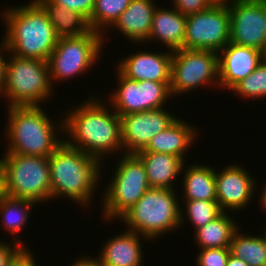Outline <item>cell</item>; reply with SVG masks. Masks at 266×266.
Masks as SVG:
<instances>
[{
	"mask_svg": "<svg viewBox=\"0 0 266 266\" xmlns=\"http://www.w3.org/2000/svg\"><path fill=\"white\" fill-rule=\"evenodd\" d=\"M99 100L90 97L88 102L86 100L70 111L57 128L60 127L61 131L64 130L69 135L68 139L72 141H65L69 146L82 150L101 162L105 153L121 151L123 146L120 116L114 110L111 112Z\"/></svg>",
	"mask_w": 266,
	"mask_h": 266,
	"instance_id": "obj_1",
	"label": "cell"
},
{
	"mask_svg": "<svg viewBox=\"0 0 266 266\" xmlns=\"http://www.w3.org/2000/svg\"><path fill=\"white\" fill-rule=\"evenodd\" d=\"M5 41L12 55L48 61L59 37L46 12L35 1L7 9Z\"/></svg>",
	"mask_w": 266,
	"mask_h": 266,
	"instance_id": "obj_2",
	"label": "cell"
},
{
	"mask_svg": "<svg viewBox=\"0 0 266 266\" xmlns=\"http://www.w3.org/2000/svg\"><path fill=\"white\" fill-rule=\"evenodd\" d=\"M101 162L65 141L49 156L52 198L89 204L100 179Z\"/></svg>",
	"mask_w": 266,
	"mask_h": 266,
	"instance_id": "obj_3",
	"label": "cell"
},
{
	"mask_svg": "<svg viewBox=\"0 0 266 266\" xmlns=\"http://www.w3.org/2000/svg\"><path fill=\"white\" fill-rule=\"evenodd\" d=\"M7 107L9 147L6 152L49 157L65 141L55 136L54 123L40 105Z\"/></svg>",
	"mask_w": 266,
	"mask_h": 266,
	"instance_id": "obj_4",
	"label": "cell"
},
{
	"mask_svg": "<svg viewBox=\"0 0 266 266\" xmlns=\"http://www.w3.org/2000/svg\"><path fill=\"white\" fill-rule=\"evenodd\" d=\"M175 192L174 189L161 188L147 190L136 204L120 217L125 225L129 226L127 230L151 240L180 227L185 215Z\"/></svg>",
	"mask_w": 266,
	"mask_h": 266,
	"instance_id": "obj_5",
	"label": "cell"
},
{
	"mask_svg": "<svg viewBox=\"0 0 266 266\" xmlns=\"http://www.w3.org/2000/svg\"><path fill=\"white\" fill-rule=\"evenodd\" d=\"M6 62L2 91L9 106H39L51 97L52 87L47 61L10 55ZM13 56V57H12Z\"/></svg>",
	"mask_w": 266,
	"mask_h": 266,
	"instance_id": "obj_6",
	"label": "cell"
},
{
	"mask_svg": "<svg viewBox=\"0 0 266 266\" xmlns=\"http://www.w3.org/2000/svg\"><path fill=\"white\" fill-rule=\"evenodd\" d=\"M6 195L35 203L52 199L49 157L5 153Z\"/></svg>",
	"mask_w": 266,
	"mask_h": 266,
	"instance_id": "obj_7",
	"label": "cell"
},
{
	"mask_svg": "<svg viewBox=\"0 0 266 266\" xmlns=\"http://www.w3.org/2000/svg\"><path fill=\"white\" fill-rule=\"evenodd\" d=\"M118 164L113 180L103 194L106 220L119 219L151 188L145 165L136 154L123 155Z\"/></svg>",
	"mask_w": 266,
	"mask_h": 266,
	"instance_id": "obj_8",
	"label": "cell"
},
{
	"mask_svg": "<svg viewBox=\"0 0 266 266\" xmlns=\"http://www.w3.org/2000/svg\"><path fill=\"white\" fill-rule=\"evenodd\" d=\"M103 38L93 30L82 36L59 38L47 61L50 80L69 79L92 67L99 58Z\"/></svg>",
	"mask_w": 266,
	"mask_h": 266,
	"instance_id": "obj_9",
	"label": "cell"
},
{
	"mask_svg": "<svg viewBox=\"0 0 266 266\" xmlns=\"http://www.w3.org/2000/svg\"><path fill=\"white\" fill-rule=\"evenodd\" d=\"M218 53L212 50L178 49L171 62V95L186 93L201 85L219 86ZM216 79V80H215ZM186 91V92H185Z\"/></svg>",
	"mask_w": 266,
	"mask_h": 266,
	"instance_id": "obj_10",
	"label": "cell"
},
{
	"mask_svg": "<svg viewBox=\"0 0 266 266\" xmlns=\"http://www.w3.org/2000/svg\"><path fill=\"white\" fill-rule=\"evenodd\" d=\"M229 41L228 4L214 3L204 11L187 16L183 48L212 50L218 53Z\"/></svg>",
	"mask_w": 266,
	"mask_h": 266,
	"instance_id": "obj_11",
	"label": "cell"
},
{
	"mask_svg": "<svg viewBox=\"0 0 266 266\" xmlns=\"http://www.w3.org/2000/svg\"><path fill=\"white\" fill-rule=\"evenodd\" d=\"M117 79L119 88L109 98L119 116L163 108L171 96L170 82H138L127 78L119 70Z\"/></svg>",
	"mask_w": 266,
	"mask_h": 266,
	"instance_id": "obj_12",
	"label": "cell"
},
{
	"mask_svg": "<svg viewBox=\"0 0 266 266\" xmlns=\"http://www.w3.org/2000/svg\"><path fill=\"white\" fill-rule=\"evenodd\" d=\"M227 4H229L230 11L229 42L264 52L266 48V2L240 0Z\"/></svg>",
	"mask_w": 266,
	"mask_h": 266,
	"instance_id": "obj_13",
	"label": "cell"
},
{
	"mask_svg": "<svg viewBox=\"0 0 266 266\" xmlns=\"http://www.w3.org/2000/svg\"><path fill=\"white\" fill-rule=\"evenodd\" d=\"M158 108L120 116L121 140L125 154H137L143 151L149 141L163 132L177 118L166 109Z\"/></svg>",
	"mask_w": 266,
	"mask_h": 266,
	"instance_id": "obj_14",
	"label": "cell"
},
{
	"mask_svg": "<svg viewBox=\"0 0 266 266\" xmlns=\"http://www.w3.org/2000/svg\"><path fill=\"white\" fill-rule=\"evenodd\" d=\"M225 168L221 172L215 170L217 202L223 212L238 211L252 200L256 181L236 163Z\"/></svg>",
	"mask_w": 266,
	"mask_h": 266,
	"instance_id": "obj_15",
	"label": "cell"
},
{
	"mask_svg": "<svg viewBox=\"0 0 266 266\" xmlns=\"http://www.w3.org/2000/svg\"><path fill=\"white\" fill-rule=\"evenodd\" d=\"M219 52V87L228 90L251 74L264 59L263 52L231 42Z\"/></svg>",
	"mask_w": 266,
	"mask_h": 266,
	"instance_id": "obj_16",
	"label": "cell"
},
{
	"mask_svg": "<svg viewBox=\"0 0 266 266\" xmlns=\"http://www.w3.org/2000/svg\"><path fill=\"white\" fill-rule=\"evenodd\" d=\"M173 51L167 53L138 52L118 62L117 69L127 78L135 81H171Z\"/></svg>",
	"mask_w": 266,
	"mask_h": 266,
	"instance_id": "obj_17",
	"label": "cell"
},
{
	"mask_svg": "<svg viewBox=\"0 0 266 266\" xmlns=\"http://www.w3.org/2000/svg\"><path fill=\"white\" fill-rule=\"evenodd\" d=\"M155 9L153 0H132L113 28L119 29L130 41L145 42L151 32Z\"/></svg>",
	"mask_w": 266,
	"mask_h": 266,
	"instance_id": "obj_18",
	"label": "cell"
},
{
	"mask_svg": "<svg viewBox=\"0 0 266 266\" xmlns=\"http://www.w3.org/2000/svg\"><path fill=\"white\" fill-rule=\"evenodd\" d=\"M140 234L126 230L109 239L101 249L98 258L104 266H141L142 245Z\"/></svg>",
	"mask_w": 266,
	"mask_h": 266,
	"instance_id": "obj_19",
	"label": "cell"
},
{
	"mask_svg": "<svg viewBox=\"0 0 266 266\" xmlns=\"http://www.w3.org/2000/svg\"><path fill=\"white\" fill-rule=\"evenodd\" d=\"M186 20L187 16L174 7L171 10L156 7L151 32L146 41L158 38L171 51L182 49L186 33Z\"/></svg>",
	"mask_w": 266,
	"mask_h": 266,
	"instance_id": "obj_20",
	"label": "cell"
},
{
	"mask_svg": "<svg viewBox=\"0 0 266 266\" xmlns=\"http://www.w3.org/2000/svg\"><path fill=\"white\" fill-rule=\"evenodd\" d=\"M136 155L145 165L151 188L174 189L173 181L185 168L180 157L151 151H140Z\"/></svg>",
	"mask_w": 266,
	"mask_h": 266,
	"instance_id": "obj_21",
	"label": "cell"
},
{
	"mask_svg": "<svg viewBox=\"0 0 266 266\" xmlns=\"http://www.w3.org/2000/svg\"><path fill=\"white\" fill-rule=\"evenodd\" d=\"M195 129L182 118H177L163 132L152 137L143 151L171 154L185 161L184 152L188 150L197 136Z\"/></svg>",
	"mask_w": 266,
	"mask_h": 266,
	"instance_id": "obj_22",
	"label": "cell"
},
{
	"mask_svg": "<svg viewBox=\"0 0 266 266\" xmlns=\"http://www.w3.org/2000/svg\"><path fill=\"white\" fill-rule=\"evenodd\" d=\"M35 1L46 12L59 38L82 36L91 30L88 20L79 12L68 10L50 0Z\"/></svg>",
	"mask_w": 266,
	"mask_h": 266,
	"instance_id": "obj_23",
	"label": "cell"
},
{
	"mask_svg": "<svg viewBox=\"0 0 266 266\" xmlns=\"http://www.w3.org/2000/svg\"><path fill=\"white\" fill-rule=\"evenodd\" d=\"M186 170V171H185ZM184 170V200L217 201L215 169L210 166L195 164Z\"/></svg>",
	"mask_w": 266,
	"mask_h": 266,
	"instance_id": "obj_24",
	"label": "cell"
},
{
	"mask_svg": "<svg viewBox=\"0 0 266 266\" xmlns=\"http://www.w3.org/2000/svg\"><path fill=\"white\" fill-rule=\"evenodd\" d=\"M237 229L236 221H233L226 211L205 226L194 230V233L200 249L229 248L232 236Z\"/></svg>",
	"mask_w": 266,
	"mask_h": 266,
	"instance_id": "obj_25",
	"label": "cell"
},
{
	"mask_svg": "<svg viewBox=\"0 0 266 266\" xmlns=\"http://www.w3.org/2000/svg\"><path fill=\"white\" fill-rule=\"evenodd\" d=\"M237 229L229 246L230 254L244 260L249 266H266V234L244 235Z\"/></svg>",
	"mask_w": 266,
	"mask_h": 266,
	"instance_id": "obj_26",
	"label": "cell"
},
{
	"mask_svg": "<svg viewBox=\"0 0 266 266\" xmlns=\"http://www.w3.org/2000/svg\"><path fill=\"white\" fill-rule=\"evenodd\" d=\"M33 201L21 198L10 197L5 195L0 199V217L3 226L13 234L21 231V228L26 224L29 209L32 208ZM2 213V214H1Z\"/></svg>",
	"mask_w": 266,
	"mask_h": 266,
	"instance_id": "obj_27",
	"label": "cell"
},
{
	"mask_svg": "<svg viewBox=\"0 0 266 266\" xmlns=\"http://www.w3.org/2000/svg\"><path fill=\"white\" fill-rule=\"evenodd\" d=\"M132 0H95V7L88 20L90 29L103 35V30L113 27Z\"/></svg>",
	"mask_w": 266,
	"mask_h": 266,
	"instance_id": "obj_28",
	"label": "cell"
},
{
	"mask_svg": "<svg viewBox=\"0 0 266 266\" xmlns=\"http://www.w3.org/2000/svg\"><path fill=\"white\" fill-rule=\"evenodd\" d=\"M231 91L245 98L266 97V58L260 62L251 74L238 82Z\"/></svg>",
	"mask_w": 266,
	"mask_h": 266,
	"instance_id": "obj_29",
	"label": "cell"
},
{
	"mask_svg": "<svg viewBox=\"0 0 266 266\" xmlns=\"http://www.w3.org/2000/svg\"><path fill=\"white\" fill-rule=\"evenodd\" d=\"M184 204H186L184 208L186 216L188 215L189 222L191 221L195 230L205 226L223 212L217 201L193 200Z\"/></svg>",
	"mask_w": 266,
	"mask_h": 266,
	"instance_id": "obj_30",
	"label": "cell"
},
{
	"mask_svg": "<svg viewBox=\"0 0 266 266\" xmlns=\"http://www.w3.org/2000/svg\"><path fill=\"white\" fill-rule=\"evenodd\" d=\"M230 255L229 248H205L197 255V266H226Z\"/></svg>",
	"mask_w": 266,
	"mask_h": 266,
	"instance_id": "obj_31",
	"label": "cell"
},
{
	"mask_svg": "<svg viewBox=\"0 0 266 266\" xmlns=\"http://www.w3.org/2000/svg\"><path fill=\"white\" fill-rule=\"evenodd\" d=\"M213 4V0H173L174 8L186 16L204 11Z\"/></svg>",
	"mask_w": 266,
	"mask_h": 266,
	"instance_id": "obj_32",
	"label": "cell"
},
{
	"mask_svg": "<svg viewBox=\"0 0 266 266\" xmlns=\"http://www.w3.org/2000/svg\"><path fill=\"white\" fill-rule=\"evenodd\" d=\"M51 2L63 6L68 10L79 12L87 20L91 18L95 7V0H50Z\"/></svg>",
	"mask_w": 266,
	"mask_h": 266,
	"instance_id": "obj_33",
	"label": "cell"
},
{
	"mask_svg": "<svg viewBox=\"0 0 266 266\" xmlns=\"http://www.w3.org/2000/svg\"><path fill=\"white\" fill-rule=\"evenodd\" d=\"M29 247L22 246L11 258L8 266H37Z\"/></svg>",
	"mask_w": 266,
	"mask_h": 266,
	"instance_id": "obj_34",
	"label": "cell"
},
{
	"mask_svg": "<svg viewBox=\"0 0 266 266\" xmlns=\"http://www.w3.org/2000/svg\"><path fill=\"white\" fill-rule=\"evenodd\" d=\"M11 246L6 242H0V266H8L13 255L22 247V241L20 242L19 238L16 237V240ZM16 245V246H15Z\"/></svg>",
	"mask_w": 266,
	"mask_h": 266,
	"instance_id": "obj_35",
	"label": "cell"
},
{
	"mask_svg": "<svg viewBox=\"0 0 266 266\" xmlns=\"http://www.w3.org/2000/svg\"><path fill=\"white\" fill-rule=\"evenodd\" d=\"M0 50H1L0 51V53H1L0 54V93L2 94L4 85H5L6 62H7V60H5V58H4L5 56H3V54H5V53H2V52L9 51L5 39L0 46Z\"/></svg>",
	"mask_w": 266,
	"mask_h": 266,
	"instance_id": "obj_36",
	"label": "cell"
},
{
	"mask_svg": "<svg viewBox=\"0 0 266 266\" xmlns=\"http://www.w3.org/2000/svg\"><path fill=\"white\" fill-rule=\"evenodd\" d=\"M70 266H104L99 258L91 259L90 257H83L80 260H76L73 265Z\"/></svg>",
	"mask_w": 266,
	"mask_h": 266,
	"instance_id": "obj_37",
	"label": "cell"
},
{
	"mask_svg": "<svg viewBox=\"0 0 266 266\" xmlns=\"http://www.w3.org/2000/svg\"><path fill=\"white\" fill-rule=\"evenodd\" d=\"M6 195L5 187V170L3 167V161L0 159V199Z\"/></svg>",
	"mask_w": 266,
	"mask_h": 266,
	"instance_id": "obj_38",
	"label": "cell"
},
{
	"mask_svg": "<svg viewBox=\"0 0 266 266\" xmlns=\"http://www.w3.org/2000/svg\"><path fill=\"white\" fill-rule=\"evenodd\" d=\"M226 266H249V264L244 260L236 258L230 254Z\"/></svg>",
	"mask_w": 266,
	"mask_h": 266,
	"instance_id": "obj_39",
	"label": "cell"
},
{
	"mask_svg": "<svg viewBox=\"0 0 266 266\" xmlns=\"http://www.w3.org/2000/svg\"><path fill=\"white\" fill-rule=\"evenodd\" d=\"M262 196L260 197L261 198V204H262V206H263V208L265 209V211H266V184H265V186H264V188H263V192H262V194H261Z\"/></svg>",
	"mask_w": 266,
	"mask_h": 266,
	"instance_id": "obj_40",
	"label": "cell"
},
{
	"mask_svg": "<svg viewBox=\"0 0 266 266\" xmlns=\"http://www.w3.org/2000/svg\"><path fill=\"white\" fill-rule=\"evenodd\" d=\"M214 3H222V4H227L229 2H231V0H213ZM232 1H240V0H232Z\"/></svg>",
	"mask_w": 266,
	"mask_h": 266,
	"instance_id": "obj_41",
	"label": "cell"
},
{
	"mask_svg": "<svg viewBox=\"0 0 266 266\" xmlns=\"http://www.w3.org/2000/svg\"><path fill=\"white\" fill-rule=\"evenodd\" d=\"M263 55H264V58H266V48H265V50L263 52Z\"/></svg>",
	"mask_w": 266,
	"mask_h": 266,
	"instance_id": "obj_42",
	"label": "cell"
}]
</instances>
